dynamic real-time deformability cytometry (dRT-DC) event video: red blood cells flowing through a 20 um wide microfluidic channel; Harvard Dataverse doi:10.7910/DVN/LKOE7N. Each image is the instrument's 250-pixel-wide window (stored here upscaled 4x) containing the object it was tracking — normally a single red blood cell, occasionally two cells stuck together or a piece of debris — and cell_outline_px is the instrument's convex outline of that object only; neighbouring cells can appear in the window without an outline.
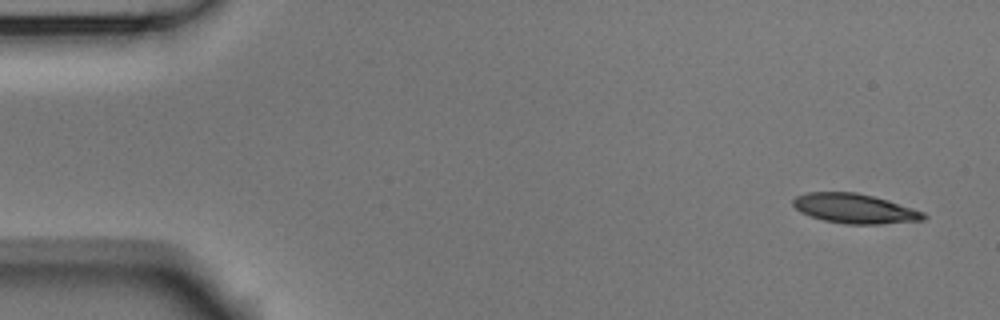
{"species": "Egyptian fruit bat (a non-hibernating species)", "species_latin": "Rousettus aegyptiacus", "temperature_condition": "room temperature", "stored_images_in_passage": 6, "camera_frame_rate_fps": 3000, "um_per_image_px": 0.085, "animal": {"sex": "male"}, "frame": {"image": 1, "passage_image": 1, "time_ms": 0.0, "image_size_px": [1000, 320], "cell_outline_px": [[928, 216], [924, 220], [880, 224], [844, 224], [824, 220], [800, 212], [792, 204], [792, 200], [796, 196], [808, 192], [856, 192], [888, 200], [924, 212]], "centroid_in_image_um": [72.65, 17.73], "position_along_channel_um": 12.3, "area_um2": 22.48}}
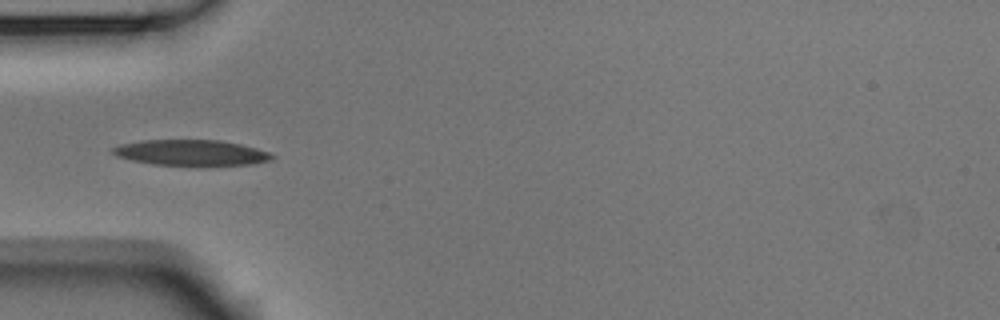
{"frame": {"image": 2, "passage_image": 5, "time_ms": 1.333, "image_size_px": [1000, 320], "cell_outline_px": [[276, 156], [272, 160], [252, 164], [200, 168], [196, 168], [152, 164], [132, 160], [116, 156], [112, 152], [112, 148], [120, 144], [140, 140], [220, 140], [240, 144], [256, 148], [268, 152]], "centroid_in_image_um": [16.28, 13.02], "position_along_channel_um": 68.7, "area_um2": 24.91}}
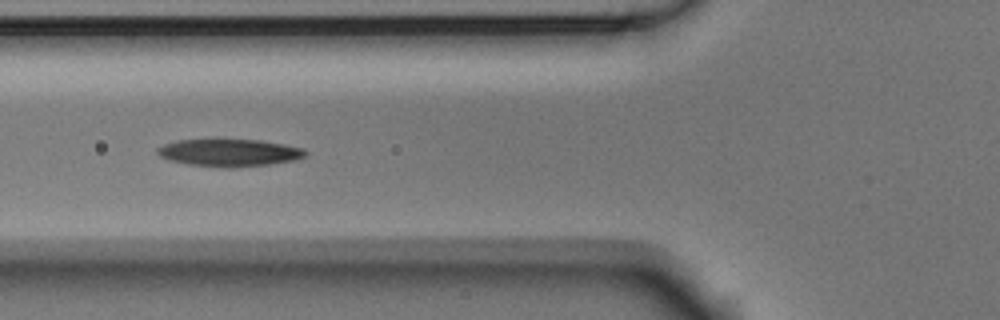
{"frame": {"image": 3, "passage_image": 6, "time_ms": 1.667, "image_size_px": [1000, 320], "cell_outline_px": [[308, 152], [304, 156], [292, 160], [268, 164], [232, 168], [224, 168], [188, 164], [172, 160], [160, 156], [156, 152], [156, 148], [164, 144], [176, 140], [216, 136], [260, 140], [284, 144], [304, 148]], "centroid_in_image_um": [19.43, 12.92], "position_along_channel_um": 106.4, "area_um2": 24.62}}